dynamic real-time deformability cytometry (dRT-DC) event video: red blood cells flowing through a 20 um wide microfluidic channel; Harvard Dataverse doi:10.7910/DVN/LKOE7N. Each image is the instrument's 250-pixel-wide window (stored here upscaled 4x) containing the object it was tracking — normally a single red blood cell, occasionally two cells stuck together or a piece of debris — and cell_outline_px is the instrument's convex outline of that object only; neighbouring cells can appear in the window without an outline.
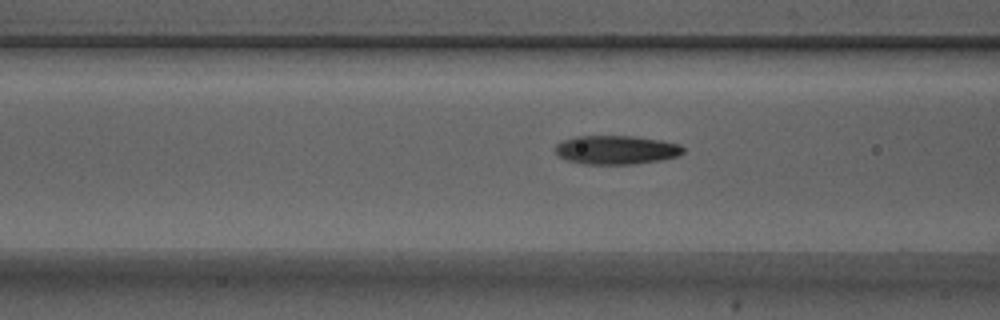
{"species": "Egyptian fruit bat (a non-hibernating species)", "species_latin": "Rousettus aegyptiacus", "temperature_condition": "warm", "stored_images_in_passage": 31, "camera_frame_rate_fps": 3000, "um_per_image_px": 0.085, "animal": {"sex": "male"}, "frame": {"image": 1, "passage_image": 10, "time_ms": 3.0, "image_size_px": [1000, 320], "cell_outline_px": [[684, 152], [676, 156], [660, 160], [632, 164], [584, 164], [568, 160], [560, 156], [556, 152], [556, 144], [560, 140], [576, 136], [632, 136], [660, 140], [680, 144], [684, 148]], "centroid_in_image_um": [52.37, 12.73], "position_along_channel_um": 114.2, "area_um2": 21.39}}
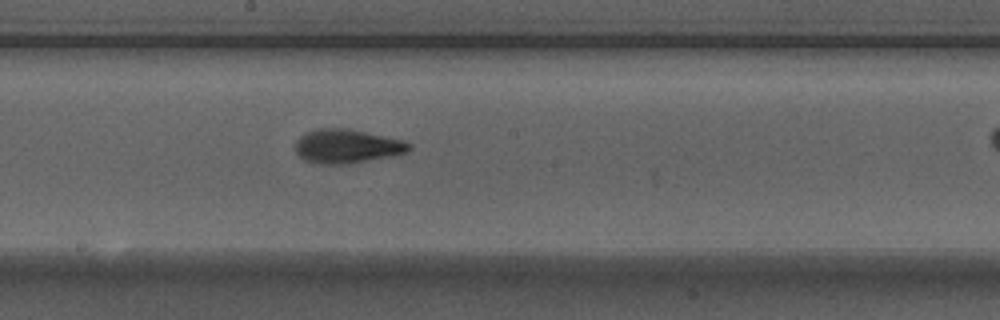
{"frame": {"image": 2, "passage_image": 18, "time_ms": 5.667, "image_size_px": [1000, 320], "cell_outline_px": [[412, 148], [408, 152], [392, 156], [348, 164], [320, 164], [304, 160], [296, 152], [296, 140], [304, 132], [316, 128], [348, 128], [404, 140], [412, 144]], "centroid_in_image_um": [29.5, 12.42], "position_along_channel_um": 218.7, "area_um2": 22.77}}
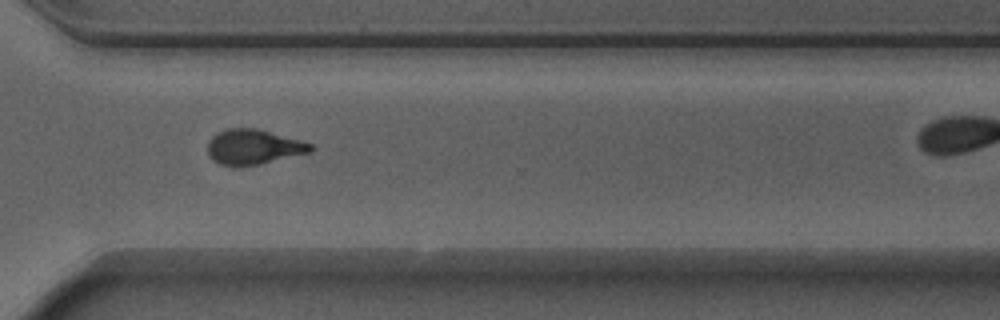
{"frame": {"image": 3, "passage_image": 28, "time_ms": 9.0, "image_size_px": [1000, 320], "cell_outline_px": [[316, 148], [312, 152], [260, 164], [236, 168], [232, 168], [220, 164], [212, 160], [208, 156], [208, 140], [216, 132], [228, 128], [256, 128], [300, 140], [312, 144]], "centroid_in_image_um": [21.52, 12.51], "position_along_channel_um": 349.1, "area_um2": 21.5}, "authors_computed_cell_mechanics": {"area_um2": 21.3282, "velocity_mm_per_s": 3.9134, "shape_relaxation_time_tau1_ms": 3.9247, "shape_relaxation_time_tau2_ms": 2.1178, "deformation_change_tau1": 0.1707, "deformation_change_tau2": 0.1083}}